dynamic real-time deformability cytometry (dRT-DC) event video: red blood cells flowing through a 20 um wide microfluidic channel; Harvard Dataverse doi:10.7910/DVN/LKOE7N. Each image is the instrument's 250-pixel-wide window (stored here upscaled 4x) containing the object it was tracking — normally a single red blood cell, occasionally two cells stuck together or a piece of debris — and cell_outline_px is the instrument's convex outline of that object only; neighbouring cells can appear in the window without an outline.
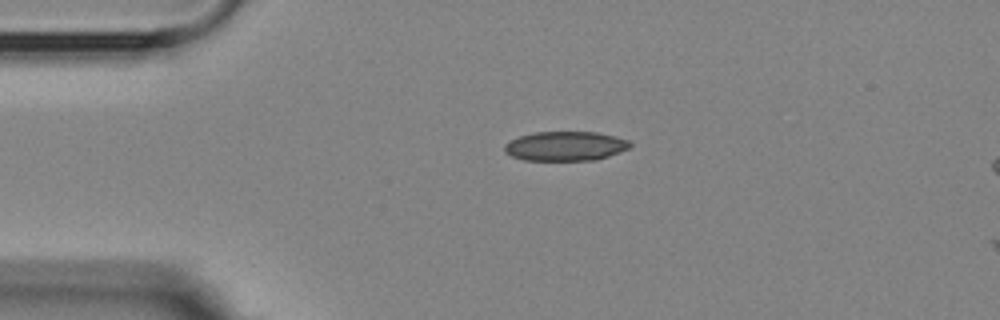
{"species": "Egyptian fruit bat (a non-hibernating species)", "species_latin": "Rousettus aegyptiacus", "temperature_condition": "room temperature", "stored_images_in_passage": 2, "camera_frame_rate_fps": 3000, "um_per_image_px": 0.085, "animal": {"sex": "female"}, "frame": {"image": 1, "passage_image": 1, "time_ms": 0.0, "image_size_px": [1000, 320], "cell_outline_px": [[632, 144], [628, 148], [620, 152], [596, 160], [524, 160], [512, 156], [504, 152], [504, 144], [520, 136], [536, 132], [596, 132], [628, 140]], "centroid_in_image_um": [48.05, 12.42], "position_along_channel_um": 37.0, "area_um2": 21.33}}